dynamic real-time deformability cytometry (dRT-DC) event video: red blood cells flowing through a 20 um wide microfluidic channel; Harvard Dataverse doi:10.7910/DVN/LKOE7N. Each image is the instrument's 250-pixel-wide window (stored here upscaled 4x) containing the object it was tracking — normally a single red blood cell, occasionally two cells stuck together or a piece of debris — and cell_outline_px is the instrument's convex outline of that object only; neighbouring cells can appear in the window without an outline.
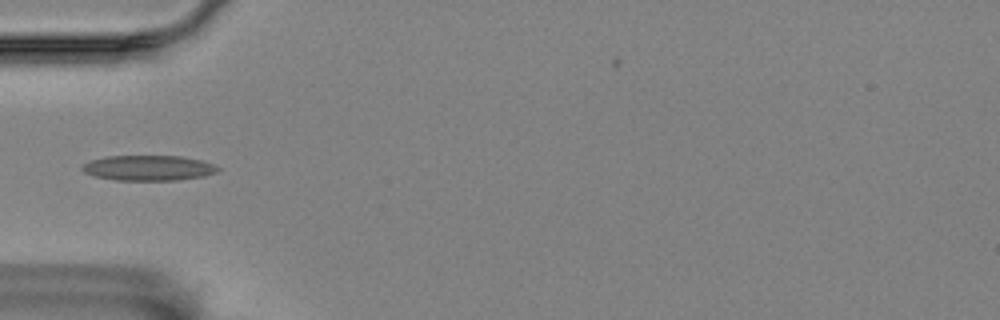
{"species": "Egyptian fruit bat (a non-hibernating species)", "species_latin": "Rousettus aegyptiacus", "temperature_condition": "room temperature", "stored_images_in_passage": 9, "segment_of_instrument_passage": [2, 2], "camera_frame_rate_fps": 3000, "um_per_image_px": 0.085, "animal": {"sex": "female"}, "frame": {"image": 1, "passage_image": 5, "time_ms": 1.333, "image_size_px": [1000, 320], "cell_outline_px": [[220, 168], [216, 172], [204, 176], [180, 180], [116, 180], [96, 176], [84, 172], [80, 168], [84, 164], [92, 160], [108, 156], [180, 156], [200, 160], [212, 164]], "centroid_in_image_um": [12.63, 14.28], "position_along_channel_um": 72.4, "area_um2": 19.77}}
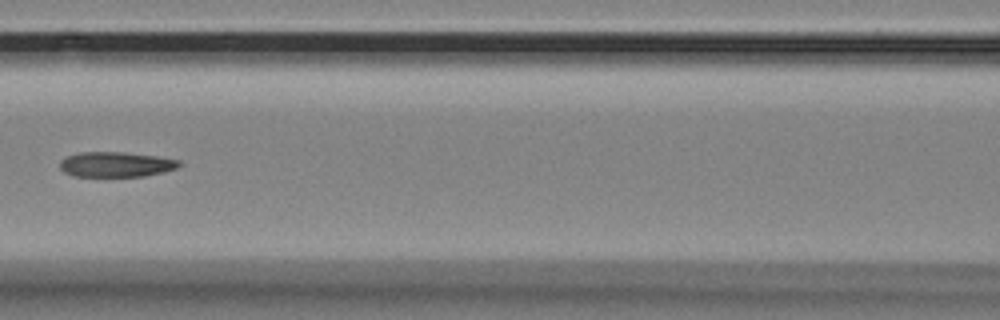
{"frame": {"image": 2, "passage_image": 7, "time_ms": 2.0, "image_size_px": [1000, 320], "cell_outline_px": [[184, 164], [176, 168], [164, 172], [144, 176], [72, 176], [64, 172], [60, 168], [60, 160], [68, 156], [80, 152], [124, 152], [156, 156], [180, 160]], "centroid_in_image_um": [9.88, 13.97], "position_along_channel_um": 156.7, "area_um2": 17.51}}
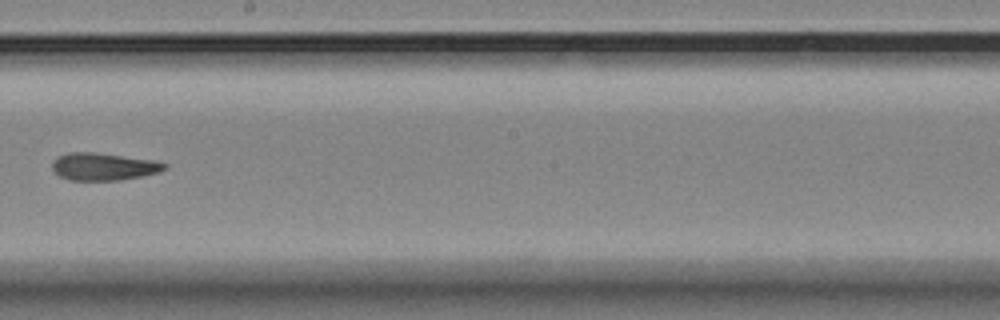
{"frame": {"image": 3, "passage_image": 9, "time_ms": 2.667, "image_size_px": [1000, 320], "cell_outline_px": [[168, 164], [160, 172], [120, 180], [68, 180], [60, 176], [52, 168], [52, 160], [56, 156], [68, 152], [96, 152], [156, 160]], "centroid_in_image_um": [8.78, 14.14], "position_along_channel_um": 239.4, "area_um2": 18.09}}